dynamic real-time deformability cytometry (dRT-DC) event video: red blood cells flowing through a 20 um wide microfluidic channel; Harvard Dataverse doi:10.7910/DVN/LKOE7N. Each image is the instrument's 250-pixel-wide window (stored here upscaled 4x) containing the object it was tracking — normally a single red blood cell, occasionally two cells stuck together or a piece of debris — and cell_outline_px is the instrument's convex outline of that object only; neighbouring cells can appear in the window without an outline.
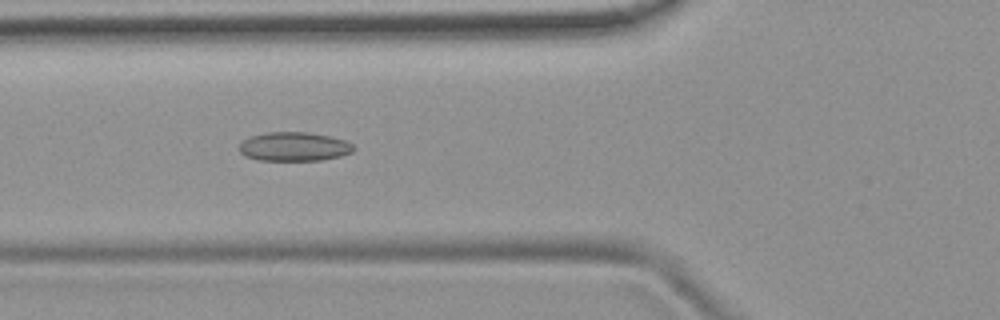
{"species": "common noctule bat (a hibernating species)", "species_latin": "Nyctalus noctula", "temperature_condition": "room temperature", "stored_images_in_passage": 53, "camera_frame_rate_fps": 3000, "um_per_image_px": 0.085, "animal": {"sex": "female", "body_mass_g": 19.9}, "frame": {"image": 1, "passage_image": 20, "time_ms": 6.333, "image_size_px": [1000, 320], "cell_outline_px": [[356, 148], [352, 152], [340, 156], [320, 160], [260, 160], [244, 156], [240, 152], [240, 144], [244, 140], [252, 136], [268, 132], [308, 132], [328, 136], [344, 140], [352, 144]], "centroid_in_image_um": [25.01, 12.46], "position_along_channel_um": 100.8, "area_um2": 19.13}}
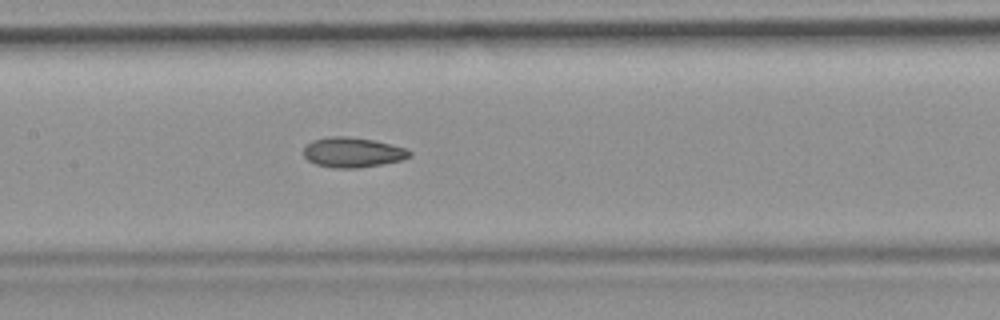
{"frame": {"image": 2, "passage_image": 26, "time_ms": 8.333, "image_size_px": [1000, 320], "cell_outline_px": [[412, 156], [404, 160], [384, 164], [360, 168], [332, 168], [316, 164], [308, 160], [304, 156], [304, 148], [312, 140], [328, 136], [348, 136], [372, 140], [404, 148], [412, 152]], "centroid_in_image_um": [29.98, 12.96], "position_along_channel_um": 177.4, "area_um2": 18.61}}
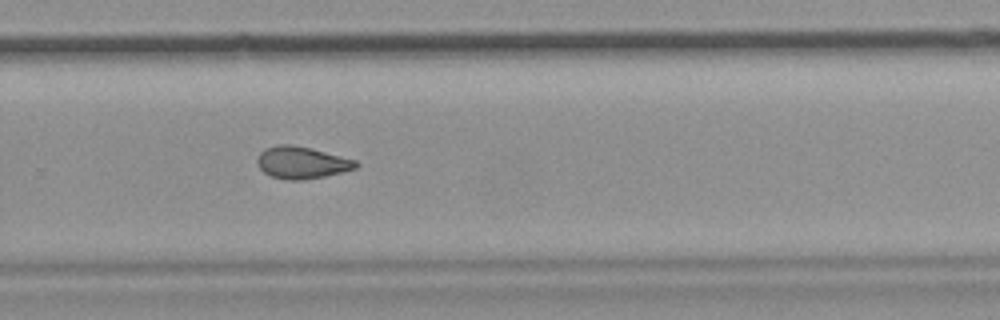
{"frame": {"image": 3, "passage_image": 36, "time_ms": 11.667, "image_size_px": [1000, 320], "cell_outline_px": [[360, 164], [356, 168], [324, 176], [300, 180], [284, 180], [272, 176], [264, 172], [256, 164], [256, 160], [260, 152], [264, 148], [280, 144], [292, 144], [356, 160]], "centroid_in_image_um": [25.6, 13.82], "position_along_channel_um": 304.2, "area_um2": 18.26}, "authors_computed_cell_mechanics": {"area_um2": 18.7272, "velocity_mm_per_s": 3.8217, "shape_relaxation_time_tau1_ms": null, "shape_relaxation_time_tau2_ms": 2.5241, "deformation_change_tau1": null, "deformation_change_tau2": 0.0849}}